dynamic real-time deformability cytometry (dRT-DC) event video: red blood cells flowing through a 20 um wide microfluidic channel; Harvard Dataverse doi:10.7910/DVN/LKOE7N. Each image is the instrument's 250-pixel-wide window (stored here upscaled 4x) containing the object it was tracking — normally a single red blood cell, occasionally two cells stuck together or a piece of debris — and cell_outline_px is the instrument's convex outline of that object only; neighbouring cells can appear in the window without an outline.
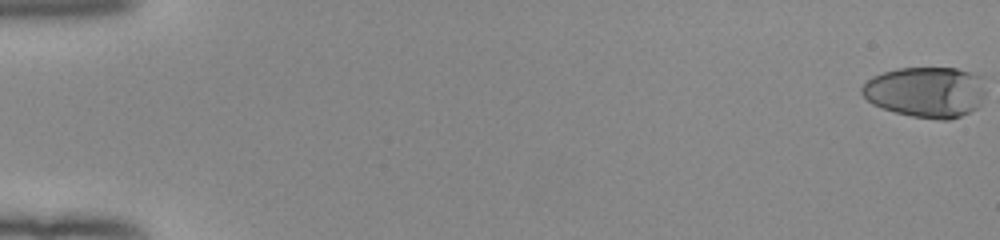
{"species": "human", "species_latin": "Homo sapiens", "temperature_condition": "room temperature", "stored_images_in_passage": 54, "camera_frame_rate_fps": 3000, "um_per_image_px": 0.085, "donor": {"sex": "female"}, "frame": {"image": 1, "passage_image": 1, "time_ms": 0.0, "image_size_px": [1000, 240], "cell_outline_px": [[984, 96], [980, 104], [976, 108], [960, 116], [948, 120], [940, 120], [912, 116], [896, 112], [872, 104], [860, 92], [860, 88], [872, 76], [896, 68], [956, 68], [984, 76]], "centroid_in_image_um": [78.72, 7.81], "position_along_channel_um": 6.3, "area_um2": 36.7}}
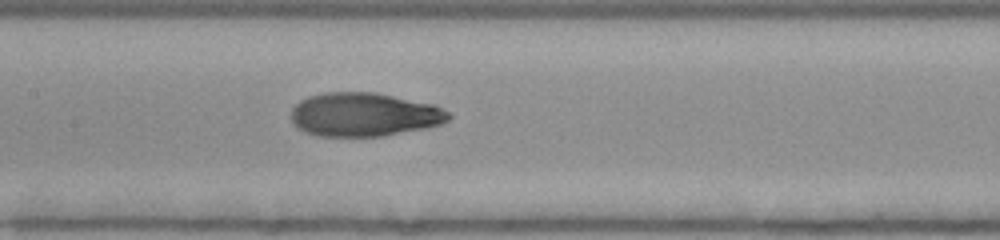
{"frame": {"image": 2, "passage_image": 28, "time_ms": 9.0, "image_size_px": [1000, 240], "cell_outline_px": [[452, 116], [448, 120], [440, 124], [428, 128], [384, 136], [316, 136], [304, 132], [296, 128], [292, 124], [292, 108], [300, 100], [308, 96], [324, 92], [376, 92], [436, 104], [448, 112]], "centroid_in_image_um": [30.95, 9.74], "position_along_channel_um": 176.4, "area_um2": 40.69}}
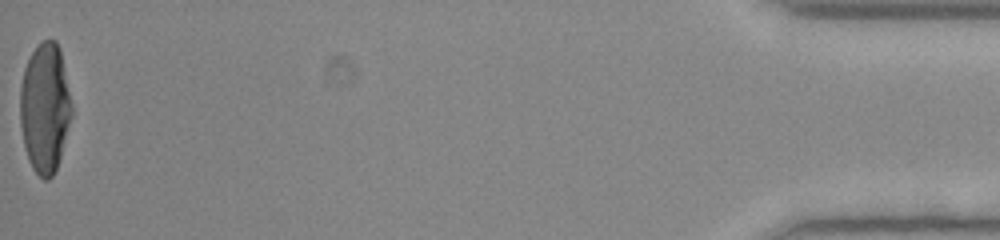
{"frame": {"image": 3, "passage_image": 54, "time_ms": 17.667, "image_size_px": [1000, 240], "cell_outline_px": [[72, 116], [60, 156], [56, 168], [52, 176], [48, 180], [44, 180], [32, 168], [28, 160], [24, 144], [20, 124], [20, 88], [24, 68], [32, 52], [44, 40], [56, 40], [60, 48], [72, 104]], "centroid_in_image_um": [3.82, 9.17], "position_along_channel_um": 431.4, "area_um2": 38.84}, "authors_computed_cell_mechanics": {"area_um2": 39.1595, "velocity_mm_per_s": 3.9902, "shape_relaxation_time_tau1_ms": 5.4125, "shape_relaxation_time_tau2_ms": 1.2565, "deformation_change_tau1": 0.267, "deformation_change_tau2": 0.0623}}